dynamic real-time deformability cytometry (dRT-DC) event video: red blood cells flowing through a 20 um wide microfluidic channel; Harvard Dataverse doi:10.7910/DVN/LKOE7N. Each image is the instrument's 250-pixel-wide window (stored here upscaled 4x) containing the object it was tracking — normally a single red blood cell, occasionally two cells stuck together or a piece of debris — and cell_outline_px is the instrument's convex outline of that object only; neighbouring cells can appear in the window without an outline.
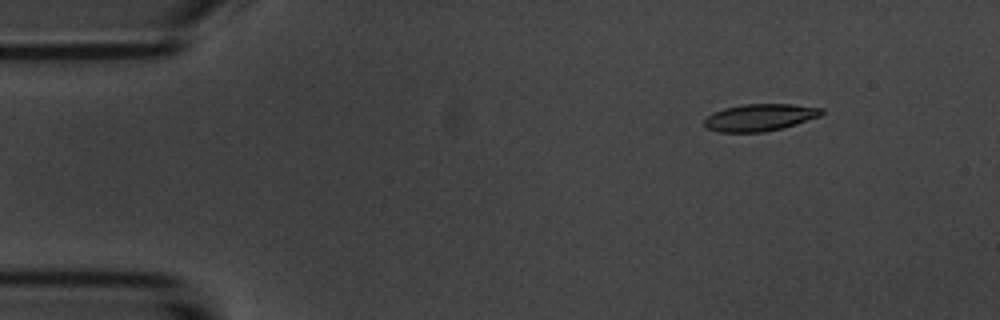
{"species": "common noctule bat (a hibernating species)", "species_latin": "Nyctalus noctula", "temperature_condition": "room temperature", "stored_images_in_passage": 7, "camera_frame_rate_fps": 3000, "um_per_image_px": 0.085, "animal": {"sex": "male", "body_mass_g": 20.1, "forearm_length_mm": 53.5}, "frame": {"image": 1, "passage_image": 3, "time_ms": 2.0, "image_size_px": [1000, 320], "cell_outline_px": [[824, 112], [820, 116], [780, 128], [764, 132], [720, 132], [704, 128], [704, 120], [708, 116], [724, 108], [744, 104], [792, 104], [824, 108]], "centroid_in_image_um": [64.57, 9.98], "position_along_channel_um": 20.4, "area_um2": 18.32}}
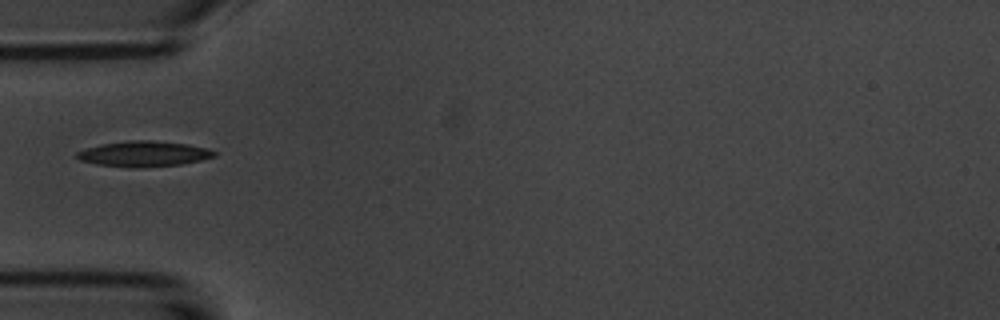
{"frame": {"image": 2, "passage_image": 6, "time_ms": 5.667, "image_size_px": [1000, 320], "cell_outline_px": [[216, 156], [200, 160], [180, 164], [96, 164], [80, 160], [76, 156], [76, 152], [100, 144], [128, 140], [152, 140], [188, 144], [208, 148], [216, 152]], "centroid_in_image_um": [12.26, 13.0], "position_along_channel_um": 72.7, "area_um2": 19.13}}